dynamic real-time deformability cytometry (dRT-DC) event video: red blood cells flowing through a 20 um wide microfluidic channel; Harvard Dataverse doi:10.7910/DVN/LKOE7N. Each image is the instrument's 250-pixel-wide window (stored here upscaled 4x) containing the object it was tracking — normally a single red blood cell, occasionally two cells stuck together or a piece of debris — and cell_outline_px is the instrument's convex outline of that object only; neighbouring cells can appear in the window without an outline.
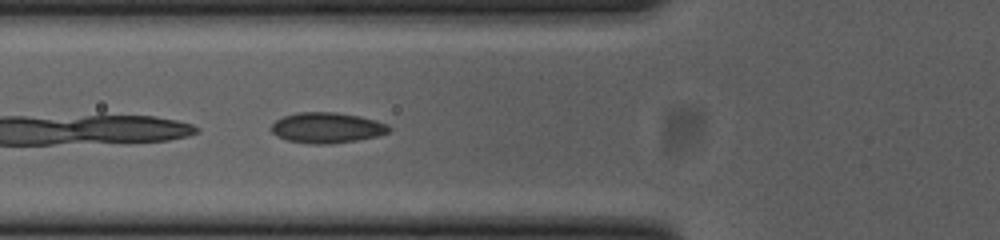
{"species": "common noctule bat (a hibernating species)", "species_latin": "Nyctalus noctula", "temperature_condition": "cold", "stored_images_in_passage": 8, "camera_frame_rate_fps": 3000, "um_per_image_px": 0.085, "animal": {"sex": "female", "body_mass_g": 23.0, "forearm_length_mm": 53.4}, "frame": {"image": 1, "passage_image": 5, "time_ms": 1.333, "image_size_px": [1000, 240], "cell_outline_px": [[392, 128], [388, 132], [376, 136], [356, 140], [332, 144], [312, 144], [288, 140], [276, 136], [272, 132], [272, 124], [276, 120], [284, 116], [296, 112], [336, 112], [360, 116], [376, 120], [388, 124]], "centroid_in_image_um": [27.8, 10.85], "position_along_channel_um": 98.0, "area_um2": 20.98}}